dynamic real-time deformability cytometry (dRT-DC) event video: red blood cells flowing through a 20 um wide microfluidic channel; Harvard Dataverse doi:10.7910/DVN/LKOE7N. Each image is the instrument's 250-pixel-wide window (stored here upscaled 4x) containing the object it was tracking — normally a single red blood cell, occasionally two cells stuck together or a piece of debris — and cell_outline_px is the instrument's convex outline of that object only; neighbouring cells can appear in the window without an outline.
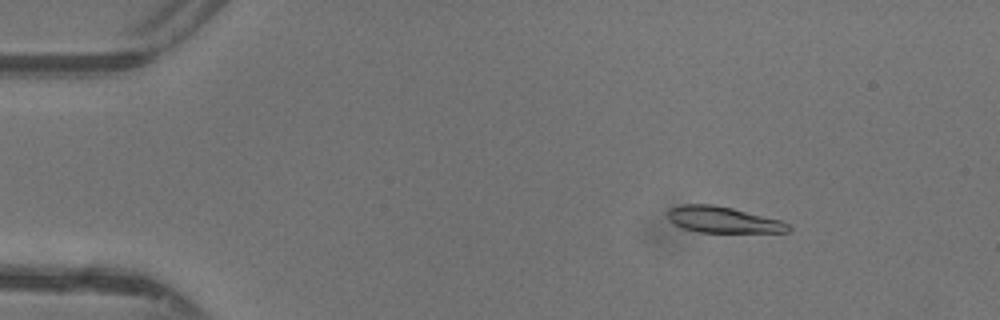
{"species": "common noctule bat (a hibernating species)", "species_latin": "Nyctalus noctula", "temperature_condition": "warm", "stored_images_in_passage": 47, "camera_frame_rate_fps": 3000, "um_per_image_px": 0.085, "animal": {"sex": "female"}, "frame": {"image": 1, "passage_image": 7, "time_ms": 2.0, "image_size_px": [1000, 320], "cell_outline_px": [[792, 228], [788, 232], [700, 232], [680, 228], [672, 224], [668, 220], [668, 208], [680, 204], [712, 204], [732, 208], [780, 220], [788, 224]], "centroid_in_image_um": [61.39, 18.67], "position_along_channel_um": 23.6, "area_um2": 18.5}}
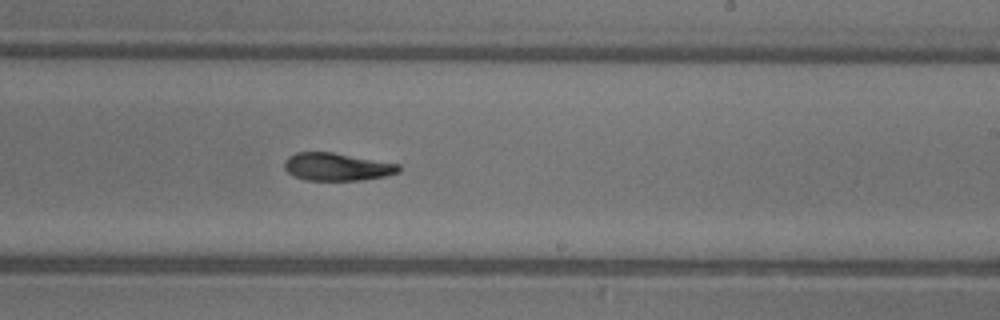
{"frame": {"image": 2, "passage_image": 29, "time_ms": 9.333, "image_size_px": [1000, 320], "cell_outline_px": [[400, 172], [384, 176], [360, 180], [304, 180], [292, 176], [284, 168], [284, 160], [288, 156], [296, 152], [332, 152], [400, 164]], "centroid_in_image_um": [28.6, 14.18], "position_along_channel_um": 260.4, "area_um2": 18.55}}
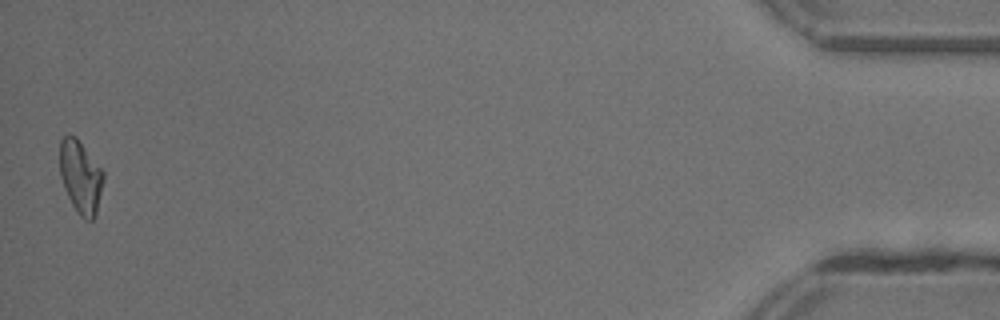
{"frame": {"image": 3, "passage_image": 47, "time_ms": 15.333, "image_size_px": [1000, 320], "cell_outline_px": [[104, 180], [96, 216], [92, 220], [84, 220], [76, 212], [64, 188], [60, 176], [60, 140], [68, 132], [76, 136], [104, 172]], "centroid_in_image_um": [6.85, 15.03], "position_along_channel_um": 428.3, "area_um2": 18.79}, "authors_computed_cell_mechanics": {"area_um2": 18.785, "velocity_mm_per_s": 4.3853, "shape_relaxation_time_tau1_ms": 6.6268, "shape_relaxation_time_tau2_ms": 3.7694, "deformation_change_tau1": 0.2123, "deformation_change_tau2": 0.0947}}